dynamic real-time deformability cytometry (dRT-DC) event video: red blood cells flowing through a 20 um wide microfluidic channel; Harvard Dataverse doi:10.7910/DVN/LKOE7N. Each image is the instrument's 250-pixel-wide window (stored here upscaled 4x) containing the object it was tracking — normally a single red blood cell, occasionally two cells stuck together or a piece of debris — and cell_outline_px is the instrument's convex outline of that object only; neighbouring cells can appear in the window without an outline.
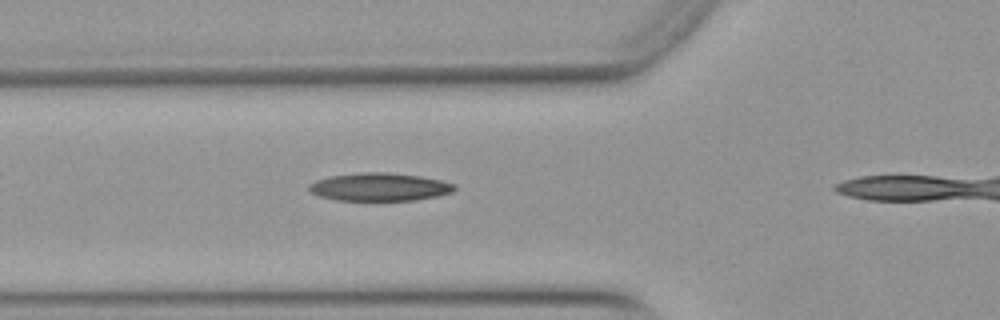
{"species": "Egyptian fruit bat (a non-hibernating species)", "species_latin": "Rousettus aegyptiacus", "temperature_condition": "warm", "stored_images_in_passage": 31, "camera_frame_rate_fps": 3000, "um_per_image_px": 0.085, "animal": {"sex": "female"}, "frame": {"image": 1, "passage_image": 8, "time_ms": 2.333, "image_size_px": [1000, 320], "cell_outline_px": [[456, 188], [452, 192], [436, 196], [416, 200], [336, 200], [320, 196], [312, 192], [308, 188], [308, 184], [316, 180], [332, 176], [360, 172], [388, 172], [420, 176], [440, 180], [456, 184]], "centroid_in_image_um": [32.27, 15.88], "position_along_channel_um": 93.5, "area_um2": 23.64}}
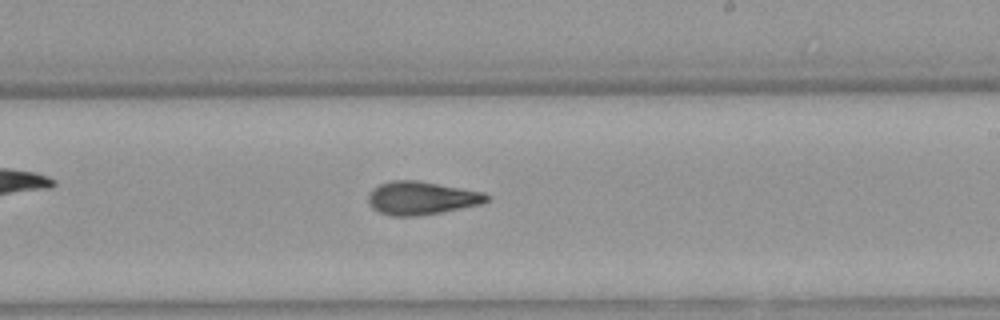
{"frame": {"image": 2, "passage_image": 20, "time_ms": 6.333, "image_size_px": [1000, 320], "cell_outline_px": [[488, 200], [480, 204], [440, 212], [416, 216], [392, 216], [380, 212], [372, 208], [368, 200], [368, 192], [372, 188], [380, 184], [392, 180], [416, 180], [484, 192], [488, 196]], "centroid_in_image_um": [35.77, 16.83], "position_along_channel_um": 253.2, "area_um2": 22.72}}
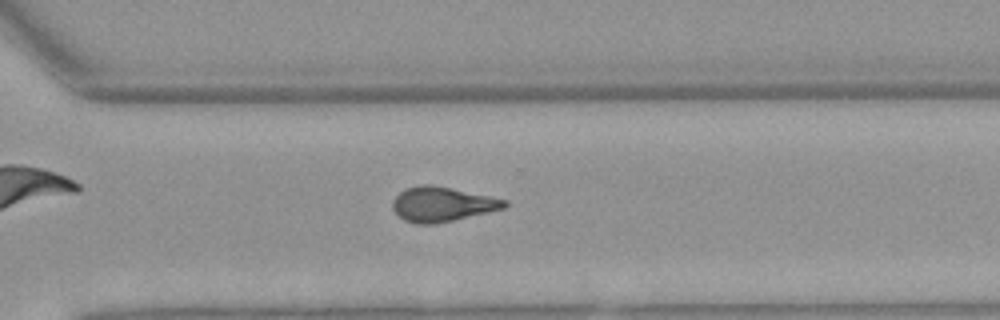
{"frame": {"image": 3, "passage_image": 26, "time_ms": 8.333, "image_size_px": [1000, 320], "cell_outline_px": [[508, 204], [504, 208], [488, 212], [452, 220], [432, 224], [416, 224], [404, 220], [392, 208], [392, 200], [404, 188], [420, 184], [432, 184], [452, 188], [508, 200]], "centroid_in_image_um": [37.55, 17.34], "position_along_channel_um": 333.0, "area_um2": 22.54}}